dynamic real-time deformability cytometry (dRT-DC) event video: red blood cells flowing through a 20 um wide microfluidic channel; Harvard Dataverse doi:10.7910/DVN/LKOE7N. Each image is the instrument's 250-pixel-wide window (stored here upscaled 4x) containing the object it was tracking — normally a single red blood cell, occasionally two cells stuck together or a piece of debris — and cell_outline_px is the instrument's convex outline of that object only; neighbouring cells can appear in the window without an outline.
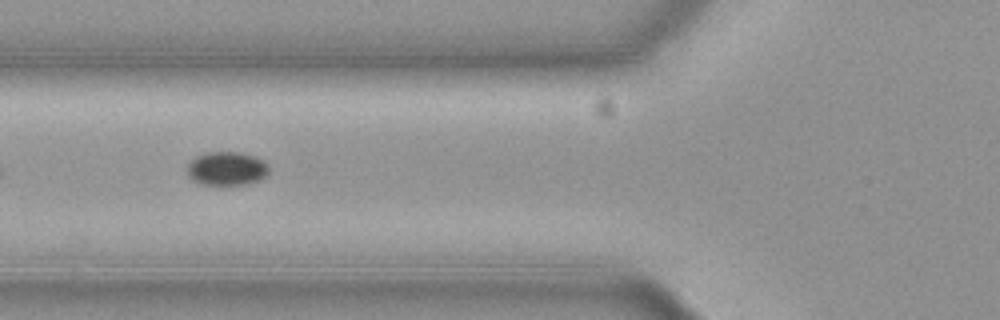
{"species": "common noctule bat (a hibernating species)", "species_latin": "Nyctalus noctula", "temperature_condition": "cold", "stored_images_in_passage": 12, "camera_frame_rate_fps": 3000, "um_per_image_px": 0.085, "animal": {"sex": "female", "body_mass_g": 19.3, "forearm_length_mm": 54.1}, "frame": {"image": 1, "passage_image": 6, "time_ms": 1.667, "image_size_px": [1000, 320], "cell_outline_px": [[268, 172], [260, 180], [248, 184], [224, 188], [200, 184], [192, 180], [188, 176], [188, 164], [196, 156], [208, 152], [236, 152], [252, 156], [264, 160], [268, 168]], "centroid_in_image_um": [19.25, 14.39], "position_along_channel_um": 106.6, "area_um2": 16.53}}
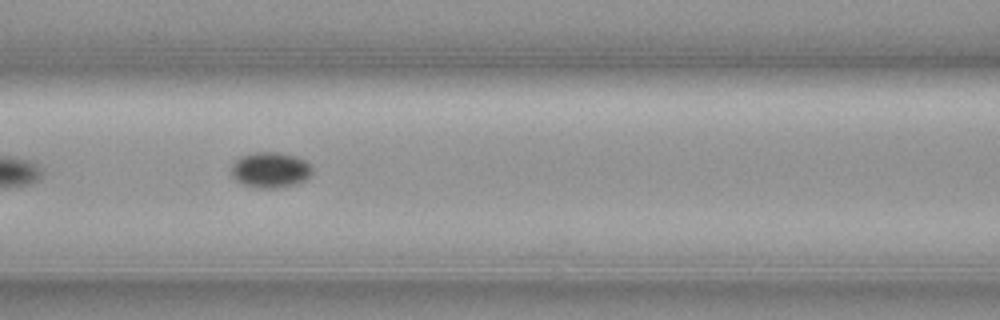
{"frame": {"image": 2, "passage_image": 9, "time_ms": 2.667, "image_size_px": [1000, 320], "cell_outline_px": [[312, 172], [304, 180], [296, 184], [276, 188], [256, 188], [244, 184], [236, 180], [232, 176], [232, 164], [240, 156], [252, 152], [276, 152], [296, 156], [304, 160], [312, 168]], "centroid_in_image_um": [22.96, 14.44], "position_along_channel_um": 143.6, "area_um2": 16.7}}